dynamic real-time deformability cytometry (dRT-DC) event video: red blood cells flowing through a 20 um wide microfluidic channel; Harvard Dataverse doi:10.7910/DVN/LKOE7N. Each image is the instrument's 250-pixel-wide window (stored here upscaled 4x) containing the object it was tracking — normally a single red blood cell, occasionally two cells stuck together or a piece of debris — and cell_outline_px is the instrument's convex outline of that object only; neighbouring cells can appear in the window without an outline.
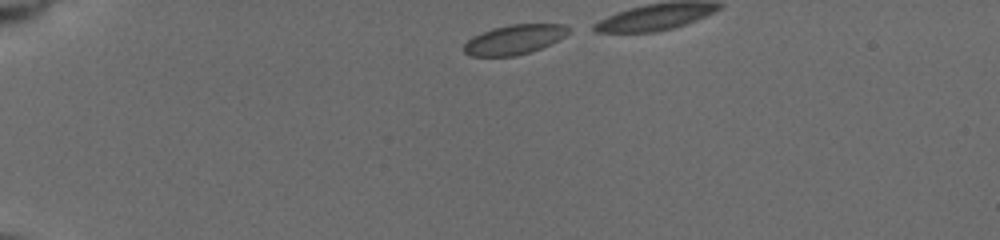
{"species": "common noctule bat (a hibernating species)", "species_latin": "Nyctalus noctula", "temperature_condition": "cold", "stored_images_in_passage": 5, "camera_frame_rate_fps": 3000, "um_per_image_px": 0.085, "animal": {"sex": "female", "body_mass_g": 19.5, "forearm_length_mm": 54.1}, "frame": {"image": 1, "passage_image": 1, "time_ms": 0.0, "image_size_px": [1000, 240], "cell_outline_px": [[572, 28], [564, 36], [540, 48], [516, 56], [468, 56], [464, 52], [464, 44], [472, 36], [492, 28], [508, 24], [564, 24]], "centroid_in_image_um": [43.68, 3.35], "position_along_channel_um": 41.3, "area_um2": 17.98}}